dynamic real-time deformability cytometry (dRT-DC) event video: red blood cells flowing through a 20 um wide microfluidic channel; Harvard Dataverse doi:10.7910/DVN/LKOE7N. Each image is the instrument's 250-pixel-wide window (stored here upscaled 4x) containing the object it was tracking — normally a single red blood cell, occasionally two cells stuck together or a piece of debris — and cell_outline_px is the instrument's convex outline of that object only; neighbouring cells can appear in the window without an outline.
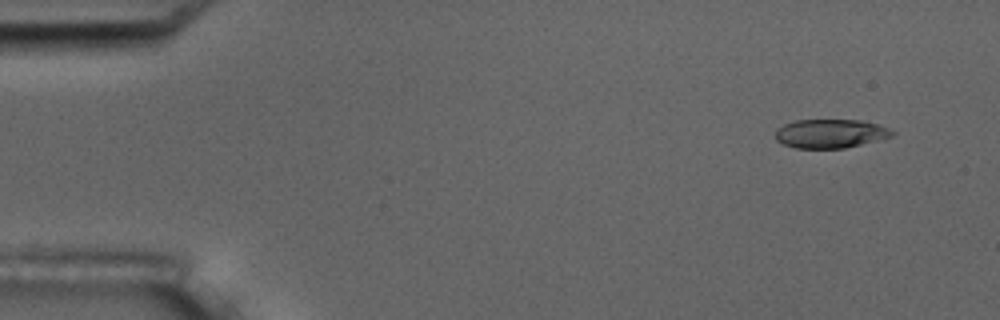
{"species": "common noctule bat (a hibernating species)", "species_latin": "Nyctalus noctula", "temperature_condition": "room temperature", "stored_images_in_passage": 4, "camera_frame_rate_fps": 3000, "um_per_image_px": 0.085, "animal": {"sex": "male", "body_mass_g": 17.5, "forearm_length_mm": 52.3}, "frame": {"image": 1, "passage_image": 1, "time_ms": 0.0, "image_size_px": [1000, 320], "cell_outline_px": [[896, 132], [892, 136], [844, 148], [796, 148], [784, 144], [776, 140], [776, 128], [784, 124], [796, 120], [860, 120], [876, 124], [888, 128]], "centroid_in_image_um": [70.55, 11.35], "position_along_channel_um": 14.4, "area_um2": 19.42}}
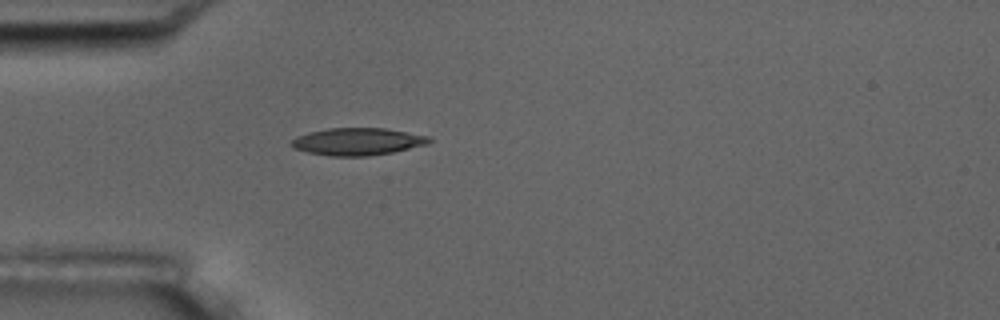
{"frame": {"image": 2, "passage_image": 4, "time_ms": 4.0, "image_size_px": [1000, 320], "cell_outline_px": [[432, 140], [428, 144], [392, 152], [368, 156], [328, 156], [308, 152], [296, 148], [288, 144], [296, 136], [308, 132], [328, 128], [384, 128], [428, 136]], "centroid_in_image_um": [30.36, 12.03], "position_along_channel_um": 54.6, "area_um2": 21.85}}